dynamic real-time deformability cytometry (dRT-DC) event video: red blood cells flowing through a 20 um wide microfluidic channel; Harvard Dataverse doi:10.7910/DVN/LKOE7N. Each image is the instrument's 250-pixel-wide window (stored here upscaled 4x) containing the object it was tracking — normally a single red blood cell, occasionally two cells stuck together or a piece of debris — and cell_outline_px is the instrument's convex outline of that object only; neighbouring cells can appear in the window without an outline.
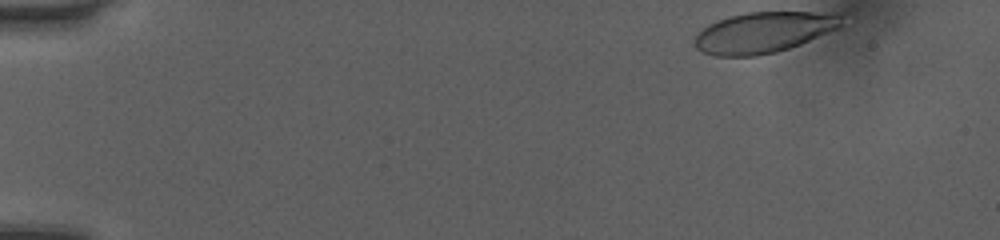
{"species": "human", "species_latin": "Homo sapiens", "temperature_condition": "room temperature", "stored_images_in_passage": 40, "camera_frame_rate_fps": 3000, "um_per_image_px": 0.085, "donor": {"sex": "female"}, "frame": {"image": 1, "passage_image": 1, "time_ms": 0.0, "image_size_px": [1000, 240], "cell_outline_px": [[840, 28], [800, 44], [776, 52], [756, 56], [716, 56], [704, 52], [696, 48], [696, 36], [708, 24], [728, 16], [748, 12], [812, 12], [840, 16]], "centroid_in_image_um": [64.87, 2.76], "position_along_channel_um": 20.1, "area_um2": 34.39}}
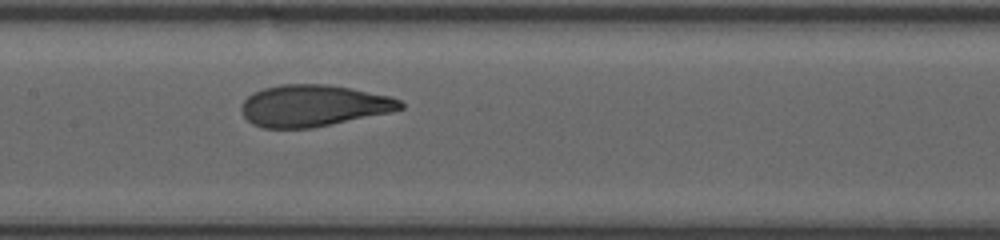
{"frame": {"image": 2, "passage_image": 22, "time_ms": 7.0, "image_size_px": [1000, 240], "cell_outline_px": [[404, 108], [392, 112], [312, 128], [264, 128], [252, 124], [244, 116], [240, 108], [244, 100], [248, 96], [264, 88], [280, 84], [328, 84], [352, 88], [392, 96], [400, 100], [404, 104]], "centroid_in_image_um": [26.67, 8.98], "position_along_channel_um": 180.7, "area_um2": 38.73}}
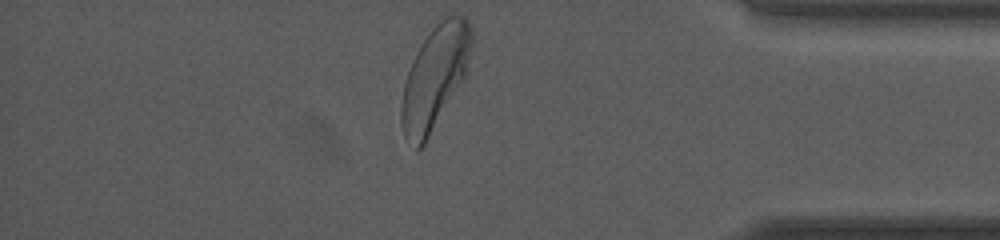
{"frame": {"image": 3, "passage_image": 40, "time_ms": 13.0, "image_size_px": [1000, 240], "cell_outline_px": [[472, 44], [464, 76], [424, 144], [420, 148], [416, 148], [404, 136], [400, 124], [400, 104], [404, 84], [412, 60], [416, 52], [424, 40], [436, 24], [444, 16], [464, 16], [468, 20], [472, 28]], "centroid_in_image_um": [36.93, 6.56], "position_along_channel_um": 398.3, "area_um2": 41.21}, "authors_computed_cell_mechanics": {"area_um2": 38.8994, "velocity_mm_per_s": 4.0322, "shape_relaxation_time_tau1_ms": 3.3632, "shape_relaxation_time_tau2_ms": null, "deformation_change_tau1": 0.1787, "deformation_change_tau2": null}}